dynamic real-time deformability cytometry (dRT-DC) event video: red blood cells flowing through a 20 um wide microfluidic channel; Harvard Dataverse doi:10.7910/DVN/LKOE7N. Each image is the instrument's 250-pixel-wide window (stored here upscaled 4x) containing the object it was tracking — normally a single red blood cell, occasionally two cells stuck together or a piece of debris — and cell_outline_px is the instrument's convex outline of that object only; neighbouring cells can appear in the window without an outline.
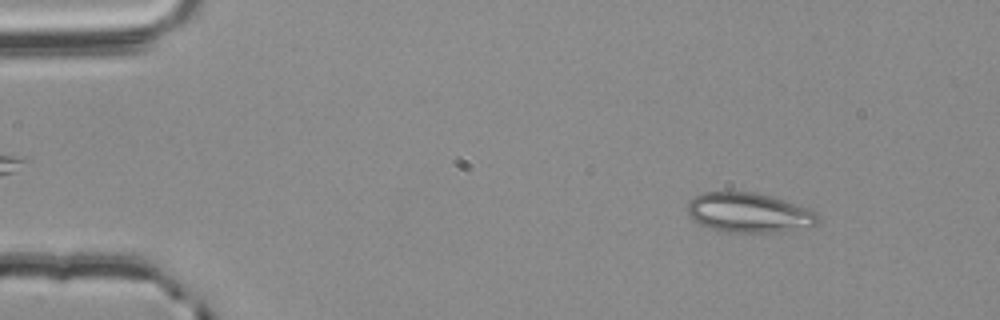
{"species": "common noctule bat (a hibernating species)", "species_latin": "Nyctalus noctula", "temperature_condition": "room temperature", "stored_images_in_passage": 55, "camera_frame_rate_fps": 3000, "um_per_image_px": 0.085, "animal": {"sex": "male", "body_mass_g": 20.4}, "frame": {"image": 1, "passage_image": 7, "time_ms": 2.0, "image_size_px": [1000, 320], "cell_outline_px": [[820, 220], [816, 224], [780, 232], [724, 232], [700, 224], [692, 220], [688, 212], [688, 200], [704, 192], [752, 192], [768, 196], [808, 208], [816, 212]], "centroid_in_image_um": [63.62, 18.08], "position_along_channel_um": 21.4, "area_um2": 29.77}}
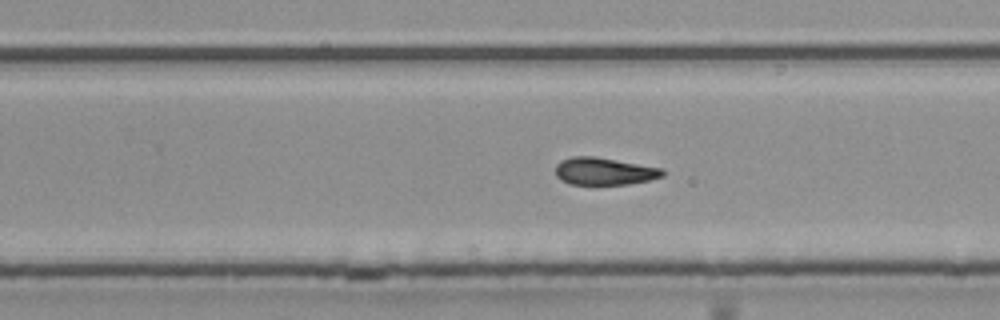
{"frame": {"image": 2, "passage_image": 35, "time_ms": 11.333, "image_size_px": [1000, 320], "cell_outline_px": [[664, 176], [648, 180], [628, 184], [568, 184], [560, 180], [556, 176], [556, 164], [560, 160], [572, 156], [596, 156], [664, 168]], "centroid_in_image_um": [51.35, 14.54], "position_along_channel_um": 278.5, "area_um2": 17.28}}
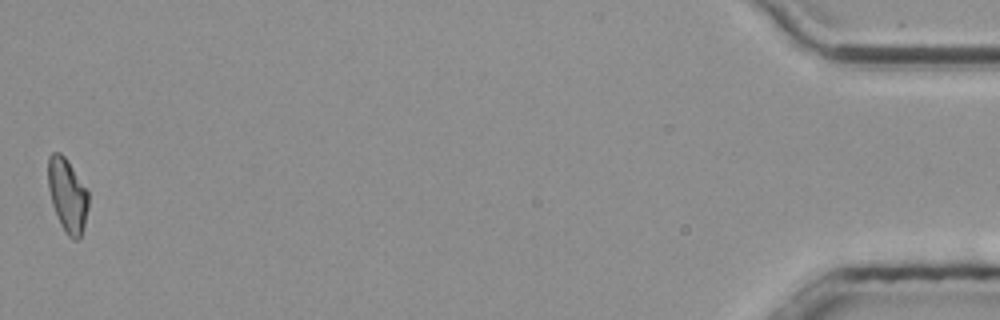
{"frame": {"image": 3, "passage_image": 55, "time_ms": 18.0, "image_size_px": [1000, 320], "cell_outline_px": [[88, 208], [84, 228], [80, 236], [76, 240], [72, 240], [64, 232], [60, 224], [52, 204], [48, 188], [48, 156], [52, 152], [60, 152], [64, 156], [88, 192]], "centroid_in_image_um": [5.72, 16.63], "position_along_channel_um": 429.5, "area_um2": 17.22}, "authors_computed_cell_mechanics": {"area_um2": 17.629, "velocity_mm_per_s": 3.7765, "shape_relaxation_time_tau1_ms": null, "shape_relaxation_time_tau2_ms": 3.4286, "deformation_change_tau1": null, "deformation_change_tau2": 0.091}}